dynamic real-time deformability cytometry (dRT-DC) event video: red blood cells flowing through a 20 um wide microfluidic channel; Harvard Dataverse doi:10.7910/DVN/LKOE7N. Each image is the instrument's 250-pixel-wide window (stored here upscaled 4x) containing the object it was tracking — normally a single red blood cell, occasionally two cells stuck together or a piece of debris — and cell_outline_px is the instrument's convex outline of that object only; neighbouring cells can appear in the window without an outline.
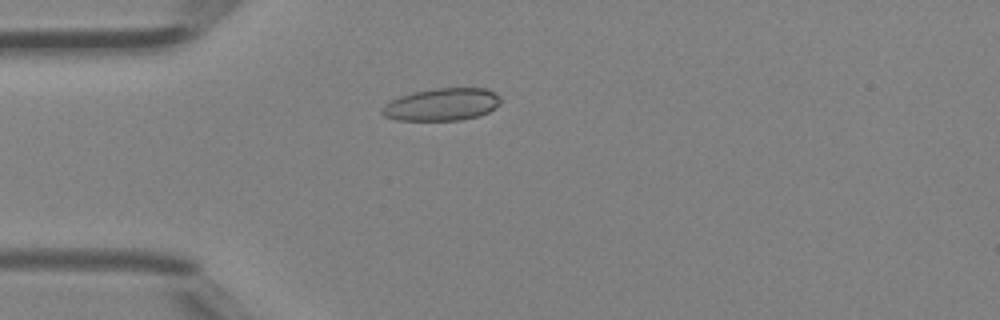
{"species": "Egyptian fruit bat (a non-hibernating species)", "species_latin": "Rousettus aegyptiacus", "temperature_condition": "room temperature", "stored_images_in_passage": 2, "camera_frame_rate_fps": 3000, "um_per_image_px": 0.085, "animal": {"sex": "female"}, "frame": {"image": 1, "passage_image": 2, "time_ms": 0.333, "image_size_px": [1000, 320], "cell_outline_px": [[500, 104], [488, 112], [480, 116], [460, 120], [396, 120], [384, 116], [380, 112], [384, 104], [400, 96], [412, 92], [432, 88], [484, 88], [500, 96]], "centroid_in_image_um": [37.54, 8.88], "position_along_channel_um": 47.5, "area_um2": 22.48}}